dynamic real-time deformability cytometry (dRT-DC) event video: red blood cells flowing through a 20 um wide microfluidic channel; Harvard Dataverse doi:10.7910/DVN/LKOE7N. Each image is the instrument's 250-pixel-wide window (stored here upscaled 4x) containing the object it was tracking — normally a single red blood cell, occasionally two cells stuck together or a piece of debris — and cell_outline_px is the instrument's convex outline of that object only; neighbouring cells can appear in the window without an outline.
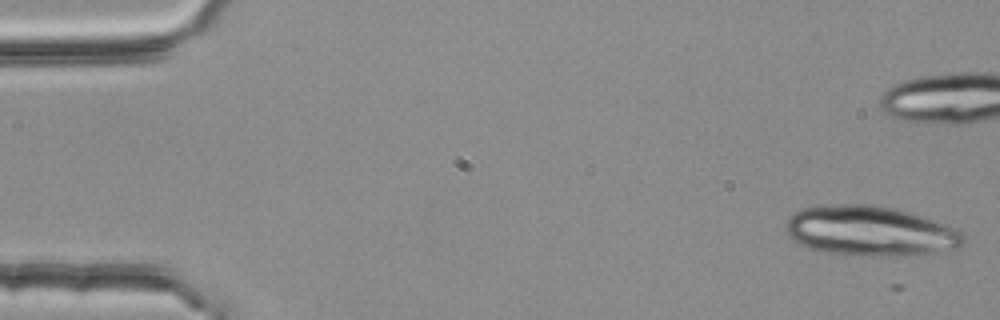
{"species": "common noctule bat (a hibernating species)", "species_latin": "Nyctalus noctula", "temperature_condition": "room temperature", "stored_images_in_passage": 2, "camera_frame_rate_fps": 3000, "um_per_image_px": 0.085, "animal": {"sex": "female", "body_mass_g": 25.1}, "frame": {"image": 1, "passage_image": 1, "time_ms": 0.0, "image_size_px": [1000, 320], "cell_outline_px": [[964, 244], [956, 248], [936, 252], [884, 256], [872, 256], [828, 252], [812, 248], [800, 244], [792, 240], [788, 236], [784, 228], [788, 216], [792, 212], [800, 208], [820, 204], [872, 204], [896, 208], [932, 220], [952, 228], [960, 232], [964, 236]], "centroid_in_image_um": [73.86, 19.6], "position_along_channel_um": 11.1, "area_um2": 51.56}}